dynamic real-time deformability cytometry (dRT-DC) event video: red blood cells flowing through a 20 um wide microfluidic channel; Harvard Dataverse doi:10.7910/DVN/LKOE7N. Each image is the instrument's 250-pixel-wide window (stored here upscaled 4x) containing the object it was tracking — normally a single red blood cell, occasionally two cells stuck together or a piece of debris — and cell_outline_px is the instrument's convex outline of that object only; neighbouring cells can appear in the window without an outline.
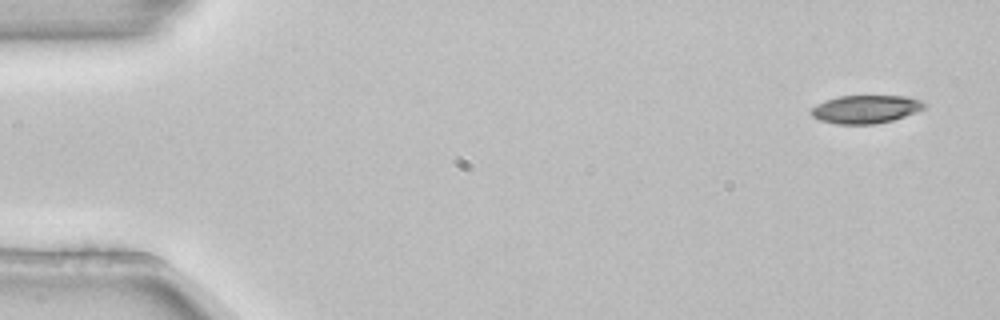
{"species": "common noctule bat (a hibernating species)", "species_latin": "Nyctalus noctula", "temperature_condition": "room temperature", "stored_images_in_passage": 4, "camera_frame_rate_fps": 3000, "um_per_image_px": 0.085, "animal": {"sex": "female", "body_mass_g": 22.7, "forearm_length_mm": 54.2}, "frame": {"image": 1, "passage_image": 1, "time_ms": 0.0, "image_size_px": [1000, 320], "cell_outline_px": [[924, 108], [916, 112], [892, 120], [876, 124], [836, 124], [820, 120], [812, 116], [812, 108], [816, 104], [824, 100], [840, 96], [908, 96], [920, 100], [924, 104]], "centroid_in_image_um": [73.56, 9.28], "position_along_channel_um": 11.4, "area_um2": 18.44}}